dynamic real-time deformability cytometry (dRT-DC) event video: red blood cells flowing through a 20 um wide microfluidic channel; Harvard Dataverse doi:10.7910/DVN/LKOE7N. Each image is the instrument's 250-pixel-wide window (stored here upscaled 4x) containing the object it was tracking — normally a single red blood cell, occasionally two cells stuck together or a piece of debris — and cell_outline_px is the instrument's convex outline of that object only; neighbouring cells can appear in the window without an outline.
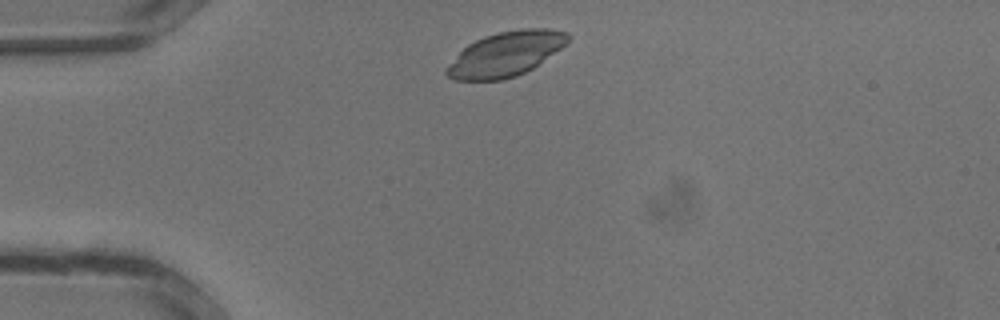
{"species": "common noctule bat (a hibernating species)", "species_latin": "Nyctalus noctula", "temperature_condition": "warm", "stored_images_in_passage": 27, "camera_frame_rate_fps": 3000, "um_per_image_px": 0.085, "animal": {"sex": "male", "body_mass_g": 13.3}, "frame": {"image": 1, "passage_image": 2, "time_ms": 0.333, "image_size_px": [1000, 320], "cell_outline_px": [[572, 36], [560, 48], [532, 68], [516, 76], [500, 80], [456, 80], [448, 76], [444, 72], [444, 68], [468, 44], [484, 36], [500, 32], [524, 28], [548, 28], [568, 32]], "centroid_in_image_um": [42.97, 4.59], "position_along_channel_um": 42.0, "area_um2": 31.15}}
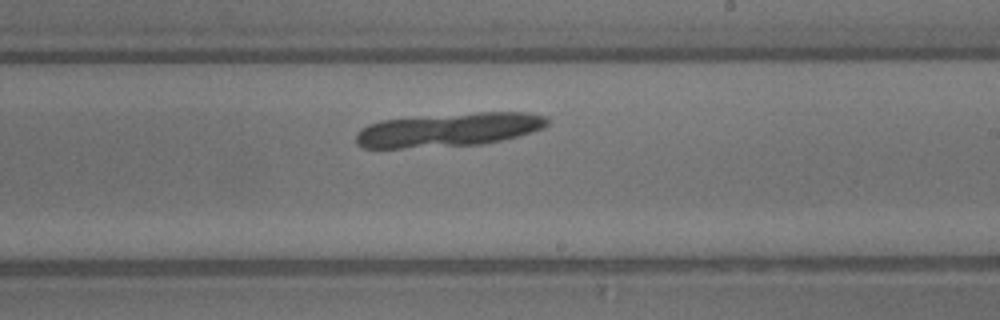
{"frame": {"image": 2, "passage_image": 14, "time_ms": 4.333, "image_size_px": [1000, 320], "cell_outline_px": [[548, 124], [544, 128], [532, 132], [500, 140], [480, 144], [404, 148], [364, 148], [356, 144], [356, 132], [360, 128], [368, 124], [380, 120], [476, 112], [524, 112], [544, 116], [548, 120]], "centroid_in_image_um": [38.09, 11.03], "position_along_channel_um": 250.9, "area_um2": 37.45}}
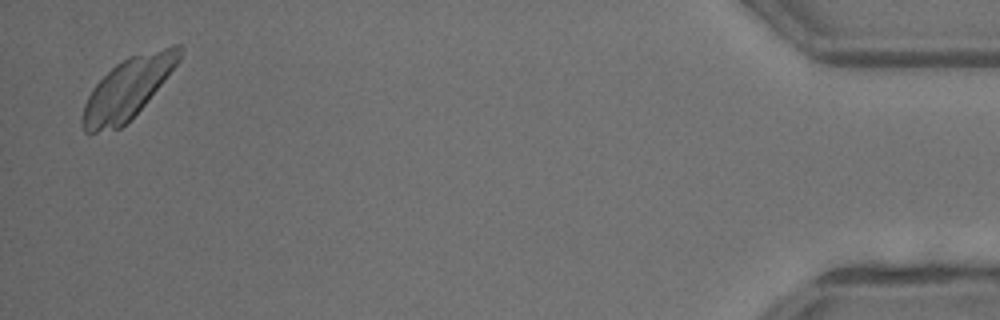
{"frame": {"image": 3, "passage_image": 27, "time_ms": 8.667, "image_size_px": [1000, 320], "cell_outline_px": [[180, 60], [148, 100], [120, 128], [96, 132], [84, 132], [80, 124], [80, 116], [84, 104], [92, 88], [116, 64], [128, 56], [172, 44], [180, 44]], "centroid_in_image_um": [10.82, 7.51], "position_along_channel_um": 424.4, "area_um2": 33.7}}